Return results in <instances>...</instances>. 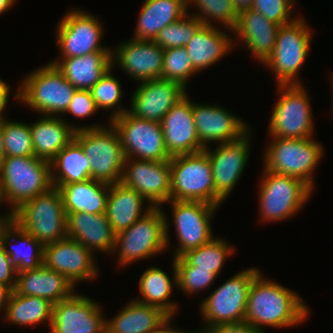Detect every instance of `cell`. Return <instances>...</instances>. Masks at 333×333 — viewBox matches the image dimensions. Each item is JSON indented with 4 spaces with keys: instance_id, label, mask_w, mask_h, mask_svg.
<instances>
[{
    "instance_id": "50",
    "label": "cell",
    "mask_w": 333,
    "mask_h": 333,
    "mask_svg": "<svg viewBox=\"0 0 333 333\" xmlns=\"http://www.w3.org/2000/svg\"><path fill=\"white\" fill-rule=\"evenodd\" d=\"M174 316H168L156 329L151 333H185L182 329L179 330V327L176 328L175 324L172 323Z\"/></svg>"
},
{
    "instance_id": "27",
    "label": "cell",
    "mask_w": 333,
    "mask_h": 333,
    "mask_svg": "<svg viewBox=\"0 0 333 333\" xmlns=\"http://www.w3.org/2000/svg\"><path fill=\"white\" fill-rule=\"evenodd\" d=\"M75 288L63 274L43 264L36 269L18 272L14 291L19 295L38 296L56 304L71 297L77 291Z\"/></svg>"
},
{
    "instance_id": "14",
    "label": "cell",
    "mask_w": 333,
    "mask_h": 333,
    "mask_svg": "<svg viewBox=\"0 0 333 333\" xmlns=\"http://www.w3.org/2000/svg\"><path fill=\"white\" fill-rule=\"evenodd\" d=\"M57 23L55 36L60 53L58 58L111 51V48L101 45L104 35L102 22L88 11L72 8Z\"/></svg>"
},
{
    "instance_id": "46",
    "label": "cell",
    "mask_w": 333,
    "mask_h": 333,
    "mask_svg": "<svg viewBox=\"0 0 333 333\" xmlns=\"http://www.w3.org/2000/svg\"><path fill=\"white\" fill-rule=\"evenodd\" d=\"M98 108L92 97L91 91L77 89L64 114H72L76 118H89L97 113Z\"/></svg>"
},
{
    "instance_id": "37",
    "label": "cell",
    "mask_w": 333,
    "mask_h": 333,
    "mask_svg": "<svg viewBox=\"0 0 333 333\" xmlns=\"http://www.w3.org/2000/svg\"><path fill=\"white\" fill-rule=\"evenodd\" d=\"M53 186L90 179V163L82 147L73 139L50 162Z\"/></svg>"
},
{
    "instance_id": "28",
    "label": "cell",
    "mask_w": 333,
    "mask_h": 333,
    "mask_svg": "<svg viewBox=\"0 0 333 333\" xmlns=\"http://www.w3.org/2000/svg\"><path fill=\"white\" fill-rule=\"evenodd\" d=\"M144 202L148 204L146 208ZM152 209L153 206L136 190L122 182L110 184L105 215L115 234L129 228Z\"/></svg>"
},
{
    "instance_id": "55",
    "label": "cell",
    "mask_w": 333,
    "mask_h": 333,
    "mask_svg": "<svg viewBox=\"0 0 333 333\" xmlns=\"http://www.w3.org/2000/svg\"><path fill=\"white\" fill-rule=\"evenodd\" d=\"M4 146H3V120H0V163L4 159Z\"/></svg>"
},
{
    "instance_id": "17",
    "label": "cell",
    "mask_w": 333,
    "mask_h": 333,
    "mask_svg": "<svg viewBox=\"0 0 333 333\" xmlns=\"http://www.w3.org/2000/svg\"><path fill=\"white\" fill-rule=\"evenodd\" d=\"M106 316L94 299L74 293L52 306L50 333H106Z\"/></svg>"
},
{
    "instance_id": "29",
    "label": "cell",
    "mask_w": 333,
    "mask_h": 333,
    "mask_svg": "<svg viewBox=\"0 0 333 333\" xmlns=\"http://www.w3.org/2000/svg\"><path fill=\"white\" fill-rule=\"evenodd\" d=\"M51 64L79 90H88L108 72L112 66L111 51H97L84 56L57 58Z\"/></svg>"
},
{
    "instance_id": "13",
    "label": "cell",
    "mask_w": 333,
    "mask_h": 333,
    "mask_svg": "<svg viewBox=\"0 0 333 333\" xmlns=\"http://www.w3.org/2000/svg\"><path fill=\"white\" fill-rule=\"evenodd\" d=\"M170 200L199 201L215 205L212 164L205 150L170 159Z\"/></svg>"
},
{
    "instance_id": "38",
    "label": "cell",
    "mask_w": 333,
    "mask_h": 333,
    "mask_svg": "<svg viewBox=\"0 0 333 333\" xmlns=\"http://www.w3.org/2000/svg\"><path fill=\"white\" fill-rule=\"evenodd\" d=\"M234 245L222 237H214L210 242L187 251L181 257L196 269L209 270L217 276L220 275L226 260L234 253Z\"/></svg>"
},
{
    "instance_id": "54",
    "label": "cell",
    "mask_w": 333,
    "mask_h": 333,
    "mask_svg": "<svg viewBox=\"0 0 333 333\" xmlns=\"http://www.w3.org/2000/svg\"><path fill=\"white\" fill-rule=\"evenodd\" d=\"M4 204V199H3V195H2V191H1V185H0V205ZM7 214H0V224L3 222H7L9 220L12 219V213L8 210V212H6Z\"/></svg>"
},
{
    "instance_id": "19",
    "label": "cell",
    "mask_w": 333,
    "mask_h": 333,
    "mask_svg": "<svg viewBox=\"0 0 333 333\" xmlns=\"http://www.w3.org/2000/svg\"><path fill=\"white\" fill-rule=\"evenodd\" d=\"M95 255L80 242L66 237L44 246L43 264L63 274L76 287L80 281L98 277L100 270Z\"/></svg>"
},
{
    "instance_id": "31",
    "label": "cell",
    "mask_w": 333,
    "mask_h": 333,
    "mask_svg": "<svg viewBox=\"0 0 333 333\" xmlns=\"http://www.w3.org/2000/svg\"><path fill=\"white\" fill-rule=\"evenodd\" d=\"M16 240L19 242L13 246L11 243ZM0 246L9 255L17 273L43 265L44 246L12 220L0 224Z\"/></svg>"
},
{
    "instance_id": "16",
    "label": "cell",
    "mask_w": 333,
    "mask_h": 333,
    "mask_svg": "<svg viewBox=\"0 0 333 333\" xmlns=\"http://www.w3.org/2000/svg\"><path fill=\"white\" fill-rule=\"evenodd\" d=\"M250 130L246 135L232 142H225L204 150L212 164V175L215 185V206H220L230 196L250 158Z\"/></svg>"
},
{
    "instance_id": "34",
    "label": "cell",
    "mask_w": 333,
    "mask_h": 333,
    "mask_svg": "<svg viewBox=\"0 0 333 333\" xmlns=\"http://www.w3.org/2000/svg\"><path fill=\"white\" fill-rule=\"evenodd\" d=\"M172 261V277L158 266H150L142 273L138 286L141 297L134 300L158 307L169 316H176L180 305L171 300L173 288H177V272L174 259Z\"/></svg>"
},
{
    "instance_id": "52",
    "label": "cell",
    "mask_w": 333,
    "mask_h": 333,
    "mask_svg": "<svg viewBox=\"0 0 333 333\" xmlns=\"http://www.w3.org/2000/svg\"><path fill=\"white\" fill-rule=\"evenodd\" d=\"M237 13L252 9L254 0H231Z\"/></svg>"
},
{
    "instance_id": "25",
    "label": "cell",
    "mask_w": 333,
    "mask_h": 333,
    "mask_svg": "<svg viewBox=\"0 0 333 333\" xmlns=\"http://www.w3.org/2000/svg\"><path fill=\"white\" fill-rule=\"evenodd\" d=\"M62 117L41 115L34 123H30V132L34 155L51 162L56 155L73 139L75 132L85 128H97L102 124L73 126Z\"/></svg>"
},
{
    "instance_id": "57",
    "label": "cell",
    "mask_w": 333,
    "mask_h": 333,
    "mask_svg": "<svg viewBox=\"0 0 333 333\" xmlns=\"http://www.w3.org/2000/svg\"><path fill=\"white\" fill-rule=\"evenodd\" d=\"M331 83L333 84V78H332V80H331ZM332 88H333V85H332ZM333 91V90H332ZM332 98H333V95H332ZM332 109H333V102H332ZM332 113H333V110H332ZM333 115V114H332Z\"/></svg>"
},
{
    "instance_id": "45",
    "label": "cell",
    "mask_w": 333,
    "mask_h": 333,
    "mask_svg": "<svg viewBox=\"0 0 333 333\" xmlns=\"http://www.w3.org/2000/svg\"><path fill=\"white\" fill-rule=\"evenodd\" d=\"M295 5V0H254L252 9L281 26L297 18L292 16Z\"/></svg>"
},
{
    "instance_id": "6",
    "label": "cell",
    "mask_w": 333,
    "mask_h": 333,
    "mask_svg": "<svg viewBox=\"0 0 333 333\" xmlns=\"http://www.w3.org/2000/svg\"><path fill=\"white\" fill-rule=\"evenodd\" d=\"M271 138L263 150V165L267 170L297 177L314 189V171L324 148L314 137L303 139Z\"/></svg>"
},
{
    "instance_id": "26",
    "label": "cell",
    "mask_w": 333,
    "mask_h": 333,
    "mask_svg": "<svg viewBox=\"0 0 333 333\" xmlns=\"http://www.w3.org/2000/svg\"><path fill=\"white\" fill-rule=\"evenodd\" d=\"M66 215L68 238L80 242L94 254L97 251L105 255L113 254L116 234L105 214L76 212Z\"/></svg>"
},
{
    "instance_id": "53",
    "label": "cell",
    "mask_w": 333,
    "mask_h": 333,
    "mask_svg": "<svg viewBox=\"0 0 333 333\" xmlns=\"http://www.w3.org/2000/svg\"><path fill=\"white\" fill-rule=\"evenodd\" d=\"M17 0H0V15L7 12L10 8H13V5Z\"/></svg>"
},
{
    "instance_id": "8",
    "label": "cell",
    "mask_w": 333,
    "mask_h": 333,
    "mask_svg": "<svg viewBox=\"0 0 333 333\" xmlns=\"http://www.w3.org/2000/svg\"><path fill=\"white\" fill-rule=\"evenodd\" d=\"M105 125L77 130L74 140L89 160L91 179L113 184L121 182L125 155L116 128Z\"/></svg>"
},
{
    "instance_id": "20",
    "label": "cell",
    "mask_w": 333,
    "mask_h": 333,
    "mask_svg": "<svg viewBox=\"0 0 333 333\" xmlns=\"http://www.w3.org/2000/svg\"><path fill=\"white\" fill-rule=\"evenodd\" d=\"M164 49L153 40L130 39L111 49L112 66L137 82L161 79ZM115 62V63H114Z\"/></svg>"
},
{
    "instance_id": "35",
    "label": "cell",
    "mask_w": 333,
    "mask_h": 333,
    "mask_svg": "<svg viewBox=\"0 0 333 333\" xmlns=\"http://www.w3.org/2000/svg\"><path fill=\"white\" fill-rule=\"evenodd\" d=\"M168 316L158 307L132 299L114 317L106 318V333H151Z\"/></svg>"
},
{
    "instance_id": "12",
    "label": "cell",
    "mask_w": 333,
    "mask_h": 333,
    "mask_svg": "<svg viewBox=\"0 0 333 333\" xmlns=\"http://www.w3.org/2000/svg\"><path fill=\"white\" fill-rule=\"evenodd\" d=\"M260 271L250 267L237 272L201 301L203 328L244 321L249 289Z\"/></svg>"
},
{
    "instance_id": "7",
    "label": "cell",
    "mask_w": 333,
    "mask_h": 333,
    "mask_svg": "<svg viewBox=\"0 0 333 333\" xmlns=\"http://www.w3.org/2000/svg\"><path fill=\"white\" fill-rule=\"evenodd\" d=\"M11 220L43 246L67 237V215L55 187L24 202L12 213Z\"/></svg>"
},
{
    "instance_id": "41",
    "label": "cell",
    "mask_w": 333,
    "mask_h": 333,
    "mask_svg": "<svg viewBox=\"0 0 333 333\" xmlns=\"http://www.w3.org/2000/svg\"><path fill=\"white\" fill-rule=\"evenodd\" d=\"M3 146L5 157L35 156L30 124L22 121L3 120Z\"/></svg>"
},
{
    "instance_id": "48",
    "label": "cell",
    "mask_w": 333,
    "mask_h": 333,
    "mask_svg": "<svg viewBox=\"0 0 333 333\" xmlns=\"http://www.w3.org/2000/svg\"><path fill=\"white\" fill-rule=\"evenodd\" d=\"M206 333H260L246 321L205 328Z\"/></svg>"
},
{
    "instance_id": "22",
    "label": "cell",
    "mask_w": 333,
    "mask_h": 333,
    "mask_svg": "<svg viewBox=\"0 0 333 333\" xmlns=\"http://www.w3.org/2000/svg\"><path fill=\"white\" fill-rule=\"evenodd\" d=\"M186 93L187 90L174 81H142L132 93L127 112L141 120L161 122L166 113Z\"/></svg>"
},
{
    "instance_id": "1",
    "label": "cell",
    "mask_w": 333,
    "mask_h": 333,
    "mask_svg": "<svg viewBox=\"0 0 333 333\" xmlns=\"http://www.w3.org/2000/svg\"><path fill=\"white\" fill-rule=\"evenodd\" d=\"M297 293L263 277L260 271L249 289L244 321L260 333H265L266 327L289 328L304 323L310 309Z\"/></svg>"
},
{
    "instance_id": "47",
    "label": "cell",
    "mask_w": 333,
    "mask_h": 333,
    "mask_svg": "<svg viewBox=\"0 0 333 333\" xmlns=\"http://www.w3.org/2000/svg\"><path fill=\"white\" fill-rule=\"evenodd\" d=\"M17 272L12 264L9 255L0 246V284L9 287L12 291L15 289Z\"/></svg>"
},
{
    "instance_id": "24",
    "label": "cell",
    "mask_w": 333,
    "mask_h": 333,
    "mask_svg": "<svg viewBox=\"0 0 333 333\" xmlns=\"http://www.w3.org/2000/svg\"><path fill=\"white\" fill-rule=\"evenodd\" d=\"M280 25H277L254 9L238 13L236 25L232 30L234 48L239 42L251 52L254 59L261 64L271 56Z\"/></svg>"
},
{
    "instance_id": "2",
    "label": "cell",
    "mask_w": 333,
    "mask_h": 333,
    "mask_svg": "<svg viewBox=\"0 0 333 333\" xmlns=\"http://www.w3.org/2000/svg\"><path fill=\"white\" fill-rule=\"evenodd\" d=\"M21 80L13 98L40 116L62 117L77 90L50 62Z\"/></svg>"
},
{
    "instance_id": "40",
    "label": "cell",
    "mask_w": 333,
    "mask_h": 333,
    "mask_svg": "<svg viewBox=\"0 0 333 333\" xmlns=\"http://www.w3.org/2000/svg\"><path fill=\"white\" fill-rule=\"evenodd\" d=\"M113 69L111 67L90 90L98 110L111 111L108 122L128 111L120 103L124 92L120 81L112 73Z\"/></svg>"
},
{
    "instance_id": "44",
    "label": "cell",
    "mask_w": 333,
    "mask_h": 333,
    "mask_svg": "<svg viewBox=\"0 0 333 333\" xmlns=\"http://www.w3.org/2000/svg\"><path fill=\"white\" fill-rule=\"evenodd\" d=\"M172 259H174L177 272V288L182 290L183 294L187 293L189 297L212 286L218 277L209 270L190 266L182 257Z\"/></svg>"
},
{
    "instance_id": "23",
    "label": "cell",
    "mask_w": 333,
    "mask_h": 333,
    "mask_svg": "<svg viewBox=\"0 0 333 333\" xmlns=\"http://www.w3.org/2000/svg\"><path fill=\"white\" fill-rule=\"evenodd\" d=\"M193 102L186 93L163 117L161 127L170 157L204 150L193 119Z\"/></svg>"
},
{
    "instance_id": "11",
    "label": "cell",
    "mask_w": 333,
    "mask_h": 333,
    "mask_svg": "<svg viewBox=\"0 0 333 333\" xmlns=\"http://www.w3.org/2000/svg\"><path fill=\"white\" fill-rule=\"evenodd\" d=\"M276 86L277 95L280 97L273 107L267 136L288 139L313 137L315 125L310 96L305 86L303 84Z\"/></svg>"
},
{
    "instance_id": "33",
    "label": "cell",
    "mask_w": 333,
    "mask_h": 333,
    "mask_svg": "<svg viewBox=\"0 0 333 333\" xmlns=\"http://www.w3.org/2000/svg\"><path fill=\"white\" fill-rule=\"evenodd\" d=\"M53 187L62 196L65 213L105 214L110 184L90 178Z\"/></svg>"
},
{
    "instance_id": "56",
    "label": "cell",
    "mask_w": 333,
    "mask_h": 333,
    "mask_svg": "<svg viewBox=\"0 0 333 333\" xmlns=\"http://www.w3.org/2000/svg\"><path fill=\"white\" fill-rule=\"evenodd\" d=\"M185 333H206V331H205V328H201V329L195 330L193 332H192V330L188 331V332L186 331Z\"/></svg>"
},
{
    "instance_id": "49",
    "label": "cell",
    "mask_w": 333,
    "mask_h": 333,
    "mask_svg": "<svg viewBox=\"0 0 333 333\" xmlns=\"http://www.w3.org/2000/svg\"><path fill=\"white\" fill-rule=\"evenodd\" d=\"M12 88L10 87V84L6 83L4 80L0 79V120H4L7 118L5 116V108L8 105V102L10 101V91Z\"/></svg>"
},
{
    "instance_id": "32",
    "label": "cell",
    "mask_w": 333,
    "mask_h": 333,
    "mask_svg": "<svg viewBox=\"0 0 333 333\" xmlns=\"http://www.w3.org/2000/svg\"><path fill=\"white\" fill-rule=\"evenodd\" d=\"M187 14V0H145L133 39L154 40L158 32Z\"/></svg>"
},
{
    "instance_id": "36",
    "label": "cell",
    "mask_w": 333,
    "mask_h": 333,
    "mask_svg": "<svg viewBox=\"0 0 333 333\" xmlns=\"http://www.w3.org/2000/svg\"><path fill=\"white\" fill-rule=\"evenodd\" d=\"M52 306L48 300L38 296L19 295L12 291L6 306L4 319L9 324L19 326H36L48 323L49 329L52 323Z\"/></svg>"
},
{
    "instance_id": "18",
    "label": "cell",
    "mask_w": 333,
    "mask_h": 333,
    "mask_svg": "<svg viewBox=\"0 0 333 333\" xmlns=\"http://www.w3.org/2000/svg\"><path fill=\"white\" fill-rule=\"evenodd\" d=\"M121 182L136 190L153 207L163 208L171 195L170 160L147 161L125 158Z\"/></svg>"
},
{
    "instance_id": "4",
    "label": "cell",
    "mask_w": 333,
    "mask_h": 333,
    "mask_svg": "<svg viewBox=\"0 0 333 333\" xmlns=\"http://www.w3.org/2000/svg\"><path fill=\"white\" fill-rule=\"evenodd\" d=\"M306 20L297 14V18L281 25L271 56L263 64L274 75L276 85L302 84L299 72L309 57L313 30Z\"/></svg>"
},
{
    "instance_id": "43",
    "label": "cell",
    "mask_w": 333,
    "mask_h": 333,
    "mask_svg": "<svg viewBox=\"0 0 333 333\" xmlns=\"http://www.w3.org/2000/svg\"><path fill=\"white\" fill-rule=\"evenodd\" d=\"M195 74L197 72L184 47L164 49L161 79L177 82L187 90L188 81Z\"/></svg>"
},
{
    "instance_id": "21",
    "label": "cell",
    "mask_w": 333,
    "mask_h": 333,
    "mask_svg": "<svg viewBox=\"0 0 333 333\" xmlns=\"http://www.w3.org/2000/svg\"><path fill=\"white\" fill-rule=\"evenodd\" d=\"M193 119L200 144H222L240 139L251 127L237 115L218 104L193 102Z\"/></svg>"
},
{
    "instance_id": "5",
    "label": "cell",
    "mask_w": 333,
    "mask_h": 333,
    "mask_svg": "<svg viewBox=\"0 0 333 333\" xmlns=\"http://www.w3.org/2000/svg\"><path fill=\"white\" fill-rule=\"evenodd\" d=\"M259 182V214L262 222L287 220L303 209L313 189L303 180L278 174L263 166Z\"/></svg>"
},
{
    "instance_id": "9",
    "label": "cell",
    "mask_w": 333,
    "mask_h": 333,
    "mask_svg": "<svg viewBox=\"0 0 333 333\" xmlns=\"http://www.w3.org/2000/svg\"><path fill=\"white\" fill-rule=\"evenodd\" d=\"M172 205V223L168 214L165 215L166 246L170 245V226L174 225L178 245L174 249L172 258L181 257L187 251L196 249L210 242L216 235L212 231V220L219 206L199 201L169 200ZM217 210V211H216ZM166 213V214H165Z\"/></svg>"
},
{
    "instance_id": "15",
    "label": "cell",
    "mask_w": 333,
    "mask_h": 333,
    "mask_svg": "<svg viewBox=\"0 0 333 333\" xmlns=\"http://www.w3.org/2000/svg\"><path fill=\"white\" fill-rule=\"evenodd\" d=\"M116 128L125 158L168 161L161 122L141 120L128 112L110 120Z\"/></svg>"
},
{
    "instance_id": "51",
    "label": "cell",
    "mask_w": 333,
    "mask_h": 333,
    "mask_svg": "<svg viewBox=\"0 0 333 333\" xmlns=\"http://www.w3.org/2000/svg\"><path fill=\"white\" fill-rule=\"evenodd\" d=\"M12 293V290L5 286L0 284V313L2 314V310L5 312L6 306L8 304L10 295Z\"/></svg>"
},
{
    "instance_id": "10",
    "label": "cell",
    "mask_w": 333,
    "mask_h": 333,
    "mask_svg": "<svg viewBox=\"0 0 333 333\" xmlns=\"http://www.w3.org/2000/svg\"><path fill=\"white\" fill-rule=\"evenodd\" d=\"M167 249L165 215L162 207H153L129 228L116 234L113 254L118 253V267H127L136 261L154 258Z\"/></svg>"
},
{
    "instance_id": "30",
    "label": "cell",
    "mask_w": 333,
    "mask_h": 333,
    "mask_svg": "<svg viewBox=\"0 0 333 333\" xmlns=\"http://www.w3.org/2000/svg\"><path fill=\"white\" fill-rule=\"evenodd\" d=\"M219 27L202 26L184 47L194 70L198 73L209 68L232 52L233 39Z\"/></svg>"
},
{
    "instance_id": "42",
    "label": "cell",
    "mask_w": 333,
    "mask_h": 333,
    "mask_svg": "<svg viewBox=\"0 0 333 333\" xmlns=\"http://www.w3.org/2000/svg\"><path fill=\"white\" fill-rule=\"evenodd\" d=\"M202 26L199 19L187 13L161 29L153 41L163 49L185 47Z\"/></svg>"
},
{
    "instance_id": "39",
    "label": "cell",
    "mask_w": 333,
    "mask_h": 333,
    "mask_svg": "<svg viewBox=\"0 0 333 333\" xmlns=\"http://www.w3.org/2000/svg\"><path fill=\"white\" fill-rule=\"evenodd\" d=\"M193 4L199 10L189 13L188 8ZM187 13L199 19L203 26L216 27L219 24L229 31L234 29L238 17L231 0H187ZM213 22H217L216 25Z\"/></svg>"
},
{
    "instance_id": "3",
    "label": "cell",
    "mask_w": 333,
    "mask_h": 333,
    "mask_svg": "<svg viewBox=\"0 0 333 333\" xmlns=\"http://www.w3.org/2000/svg\"><path fill=\"white\" fill-rule=\"evenodd\" d=\"M0 185L4 202L13 213L24 202L53 187L51 163L35 156L4 157L0 163Z\"/></svg>"
}]
</instances>
